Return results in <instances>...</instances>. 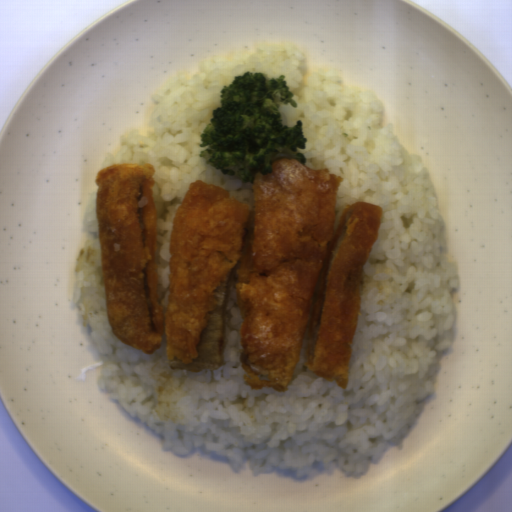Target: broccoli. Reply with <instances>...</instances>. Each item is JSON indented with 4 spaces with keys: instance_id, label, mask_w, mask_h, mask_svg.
<instances>
[{
    "instance_id": "obj_1",
    "label": "broccoli",
    "mask_w": 512,
    "mask_h": 512,
    "mask_svg": "<svg viewBox=\"0 0 512 512\" xmlns=\"http://www.w3.org/2000/svg\"><path fill=\"white\" fill-rule=\"evenodd\" d=\"M285 75L267 78L246 71L219 91L221 107L211 109L209 123L200 133L199 157L206 165L254 185L257 172L273 173L277 158L296 159L303 165L308 138L302 120L283 125L280 104L298 107Z\"/></svg>"
}]
</instances>
